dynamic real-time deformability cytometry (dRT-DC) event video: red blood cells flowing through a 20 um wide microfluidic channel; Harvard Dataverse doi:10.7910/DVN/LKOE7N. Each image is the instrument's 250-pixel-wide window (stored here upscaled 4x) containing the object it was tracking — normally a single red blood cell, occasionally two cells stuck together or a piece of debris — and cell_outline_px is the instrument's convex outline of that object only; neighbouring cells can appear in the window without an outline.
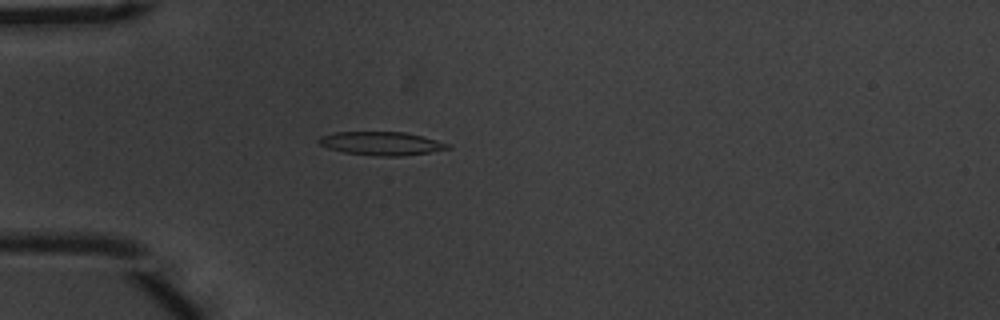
{"species": "common noctule bat (a hibernating species)", "species_latin": "Nyctalus noctula", "temperature_condition": "warm", "stored_images_in_passage": 56, "camera_frame_rate_fps": 3000, "um_per_image_px": 0.085, "animal": {"sex": "male", "body_mass_g": 20.1, "forearm_length_mm": 53.5}, "frame": {"image": 1, "passage_image": 17, "time_ms": 5.333, "image_size_px": [1000, 320], "cell_outline_px": [[452, 148], [428, 152], [400, 156], [380, 156], [344, 152], [328, 148], [320, 144], [316, 140], [320, 136], [336, 132], [404, 132], [424, 136], [452, 144]], "centroid_in_image_um": [32.45, 12.18], "position_along_channel_um": 52.5, "area_um2": 17.63}}
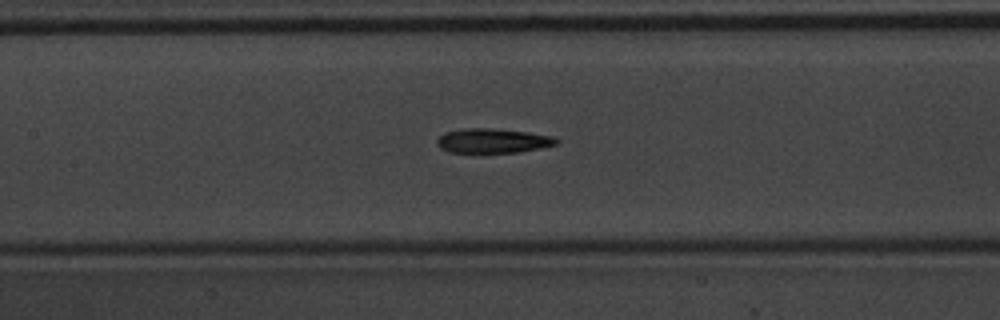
{"frame": {"image": 2, "passage_image": 27, "time_ms": 8.667, "image_size_px": [1000, 320], "cell_outline_px": [[560, 144], [540, 148], [516, 152], [448, 152], [440, 148], [436, 144], [436, 140], [444, 132], [464, 128], [492, 128], [528, 132], [552, 136], [560, 140]], "centroid_in_image_um": [41.89, 11.96], "position_along_channel_um": 165.5, "area_um2": 17.11}}
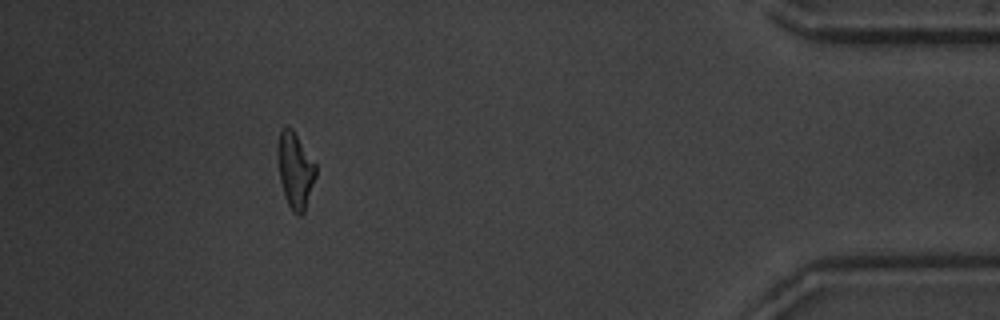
{"frame": {"image": 3, "passage_image": 51, "time_ms": 16.667, "image_size_px": [1000, 320], "cell_outline_px": [[316, 176], [304, 212], [300, 216], [292, 212], [284, 196], [280, 180], [276, 152], [276, 144], [280, 132], [288, 124], [292, 128], [316, 164]], "centroid_in_image_um": [25.07, 14.45], "position_along_channel_um": 410.1, "area_um2": 17.05}, "authors_computed_cell_mechanics": {"area_um2": 17.2533, "velocity_mm_per_s": 3.7025, "shape_relaxation_time_tau1_ms": 6.9776, "shape_relaxation_time_tau2_ms": 3.0607, "deformation_change_tau1": 0.2276, "deformation_change_tau2": 0.144}}